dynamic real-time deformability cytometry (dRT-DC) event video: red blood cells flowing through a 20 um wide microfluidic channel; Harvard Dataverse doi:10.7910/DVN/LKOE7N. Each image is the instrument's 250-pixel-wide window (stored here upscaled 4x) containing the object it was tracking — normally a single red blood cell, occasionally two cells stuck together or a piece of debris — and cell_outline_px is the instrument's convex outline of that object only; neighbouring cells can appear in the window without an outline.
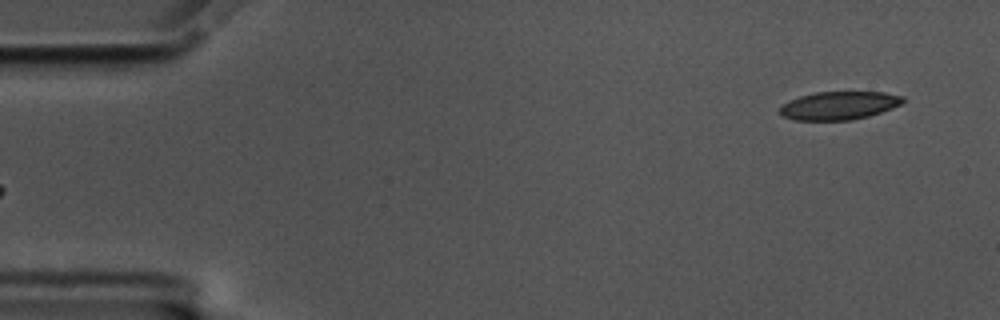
{"species": "common noctule bat (a hibernating species)", "species_latin": "Nyctalus noctula", "temperature_condition": "cold", "stored_images_in_passage": 55, "camera_frame_rate_fps": 3000, "um_per_image_px": 0.085, "animal": {"sex": "male", "body_mass_g": 17.5, "forearm_length_mm": 52.3}, "frame": {"image": 1, "passage_image": 1, "time_ms": 0.0, "image_size_px": [1000, 320], "cell_outline_px": [[904, 100], [900, 104], [892, 108], [868, 116], [852, 120], [792, 120], [784, 116], [780, 112], [780, 108], [788, 100], [800, 96], [816, 92], [884, 92], [904, 96]], "centroid_in_image_um": [71.32, 8.97], "position_along_channel_um": 13.7, "area_um2": 20.11}}
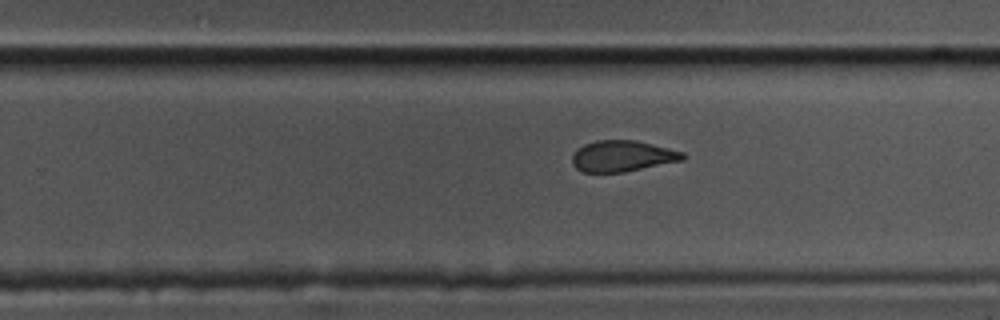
{"frame": {"image": 2, "passage_image": 33, "time_ms": 10.667, "image_size_px": [1000, 320], "cell_outline_px": [[688, 156], [684, 160], [624, 172], [584, 172], [576, 168], [572, 164], [572, 156], [584, 144], [596, 140], [636, 140], [684, 152]], "centroid_in_image_um": [52.94, 13.27], "position_along_channel_um": 276.9, "area_um2": 20.0}}
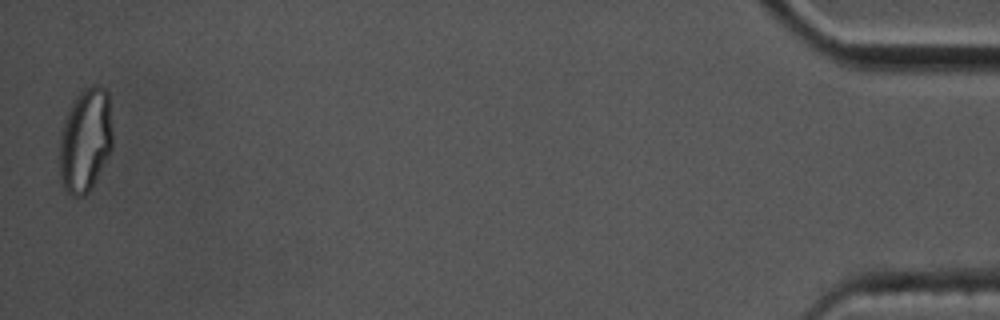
{"frame": {"image": 3, "passage_image": 54, "time_ms": 17.667, "image_size_px": [1000, 320], "cell_outline_px": [[112, 148], [108, 156], [88, 192], [84, 196], [72, 196], [64, 188], [60, 176], [60, 140], [64, 124], [68, 112], [76, 96], [84, 88], [92, 84], [104, 88], [108, 92], [112, 132]], "centroid_in_image_um": [7.27, 11.91], "position_along_channel_um": 427.9, "area_um2": 31.67}, "authors_computed_cell_mechanics": {"area_um2": 21.6172, "velocity_mm_per_s": 3.4846, "shape_relaxation_time_tau1_ms": 10.1682, "shape_relaxation_time_tau2_ms": 2.1671, "deformation_change_tau1": 0.1995, "deformation_change_tau2": 0.085}}